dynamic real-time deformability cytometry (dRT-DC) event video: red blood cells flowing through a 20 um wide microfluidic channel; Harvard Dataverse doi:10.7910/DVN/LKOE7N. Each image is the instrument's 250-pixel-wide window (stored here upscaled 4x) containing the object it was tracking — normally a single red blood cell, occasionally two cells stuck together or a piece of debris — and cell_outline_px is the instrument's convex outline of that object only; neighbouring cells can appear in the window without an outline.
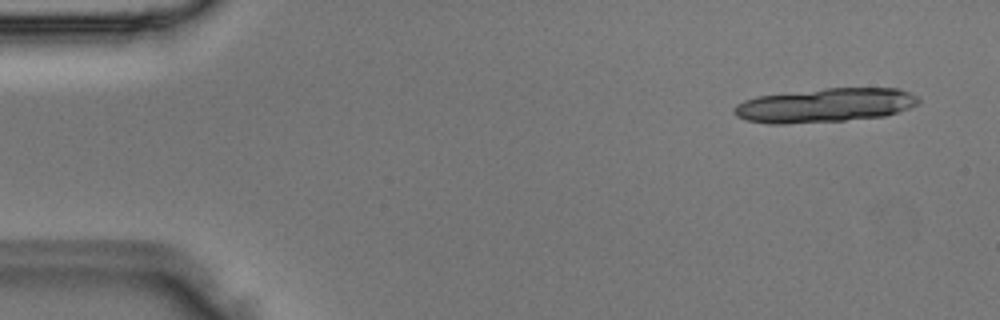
{"species": "Egyptian fruit bat (a non-hibernating species)", "species_latin": "Rousettus aegyptiacus", "temperature_condition": "room temperature", "stored_images_in_passage": 6, "camera_frame_rate_fps": 3000, "um_per_image_px": 0.085, "animal": {"sex": "male"}, "frame": {"image": 1, "passage_image": 1, "time_ms": 0.0, "image_size_px": [1000, 320], "cell_outline_px": [[920, 100], [916, 104], [908, 108], [884, 116], [844, 120], [784, 124], [768, 124], [748, 120], [736, 116], [732, 112], [732, 108], [736, 104], [744, 100], [756, 96], [824, 88], [900, 88], [916, 96]], "centroid_in_image_um": [70.07, 8.94], "position_along_channel_um": 14.9, "area_um2": 36.53}}